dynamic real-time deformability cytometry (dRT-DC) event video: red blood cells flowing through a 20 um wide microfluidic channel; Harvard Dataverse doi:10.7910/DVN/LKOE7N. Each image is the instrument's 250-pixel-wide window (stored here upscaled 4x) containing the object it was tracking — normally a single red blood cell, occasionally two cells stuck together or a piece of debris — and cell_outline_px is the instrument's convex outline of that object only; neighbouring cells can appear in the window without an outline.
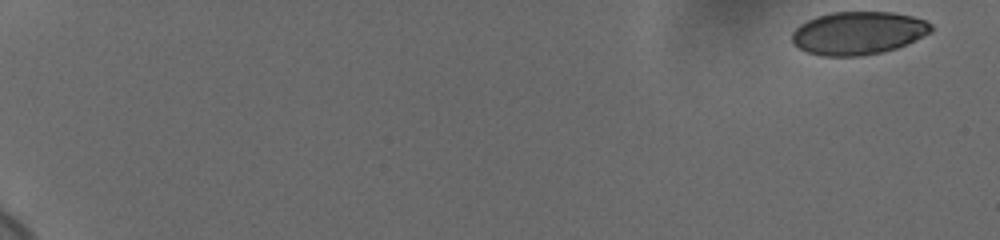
{"species": "human", "species_latin": "Homo sapiens", "temperature_condition": "cold", "stored_images_in_passage": 56, "camera_frame_rate_fps": 3000, "um_per_image_px": 0.085, "donor": {"sex": "female"}, "frame": {"image": 1, "passage_image": 1, "time_ms": 0.0, "image_size_px": [1000, 240], "cell_outline_px": [[932, 32], [896, 48], [880, 52], [860, 56], [824, 56], [808, 52], [800, 48], [792, 40], [792, 32], [800, 24], [816, 16], [832, 12], [892, 12], [912, 16], [924, 20], [932, 24]], "centroid_in_image_um": [72.95, 2.8], "position_along_channel_um": 12.1, "area_um2": 34.62}}
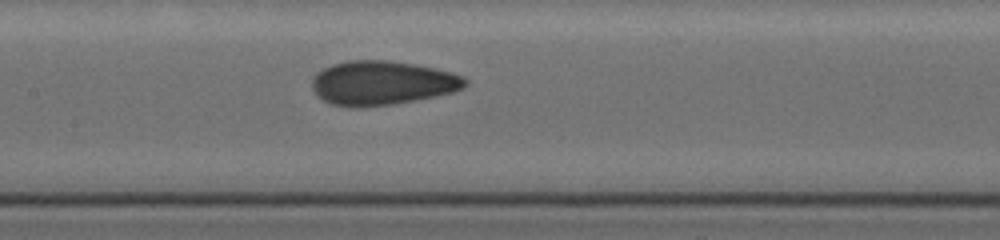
{"frame": {"image": 2, "passage_image": 31, "time_ms": 10.0, "image_size_px": [1000, 240], "cell_outline_px": [[468, 84], [464, 88], [452, 92], [392, 104], [332, 104], [324, 100], [312, 88], [312, 76], [316, 72], [332, 64], [348, 60], [388, 60], [412, 64], [452, 72], [464, 76], [468, 80]], "centroid_in_image_um": [32.51, 7.0], "position_along_channel_um": 174.9, "area_um2": 38.32}}
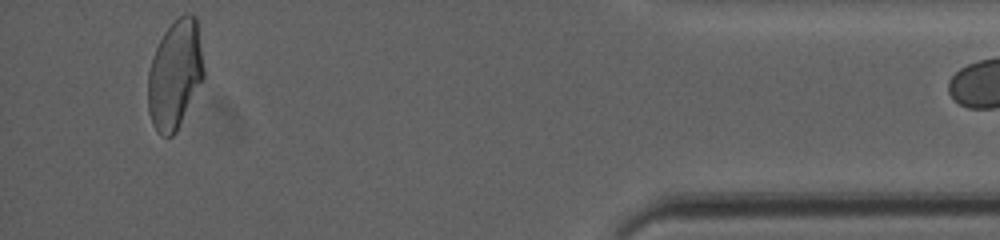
{"frame": {"image": 3, "passage_image": 55, "time_ms": 18.0, "image_size_px": [1000, 240], "cell_outline_px": [[204, 76], [176, 132], [172, 136], [160, 136], [152, 124], [148, 112], [148, 72], [152, 56], [164, 32], [180, 16], [188, 12], [192, 12], [196, 16], [204, 68]], "centroid_in_image_um": [14.86, 6.34], "position_along_channel_um": 420.3, "area_um2": 35.2}}